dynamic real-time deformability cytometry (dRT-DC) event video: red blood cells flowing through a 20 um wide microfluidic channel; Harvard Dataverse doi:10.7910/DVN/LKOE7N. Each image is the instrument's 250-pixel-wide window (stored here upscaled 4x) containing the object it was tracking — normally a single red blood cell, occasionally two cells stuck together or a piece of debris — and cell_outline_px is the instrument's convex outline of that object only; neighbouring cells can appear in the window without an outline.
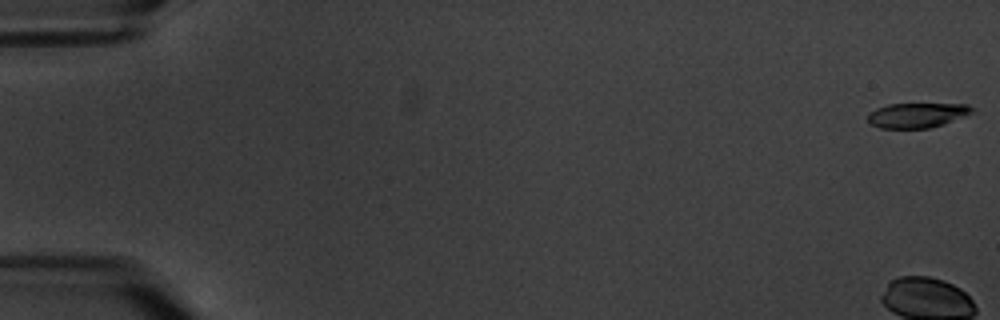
{"species": "common noctule bat (a hibernating species)", "species_latin": "Nyctalus noctula", "temperature_condition": "warm", "stored_images_in_passage": 8, "camera_frame_rate_fps": 3000, "um_per_image_px": 0.085, "animal": {"sex": "male", "body_mass_g": 20.1, "forearm_length_mm": 53.5}, "frame": {"image": 1, "passage_image": 1, "time_ms": 0.0, "image_size_px": [1000, 320], "cell_outline_px": [[976, 108], [972, 112], [964, 116], [944, 124], [928, 128], [880, 128], [872, 124], [868, 120], [868, 112], [876, 108], [888, 104], [968, 104]], "centroid_in_image_um": [77.95, 9.78], "position_along_channel_um": 7.0, "area_um2": 15.09}}